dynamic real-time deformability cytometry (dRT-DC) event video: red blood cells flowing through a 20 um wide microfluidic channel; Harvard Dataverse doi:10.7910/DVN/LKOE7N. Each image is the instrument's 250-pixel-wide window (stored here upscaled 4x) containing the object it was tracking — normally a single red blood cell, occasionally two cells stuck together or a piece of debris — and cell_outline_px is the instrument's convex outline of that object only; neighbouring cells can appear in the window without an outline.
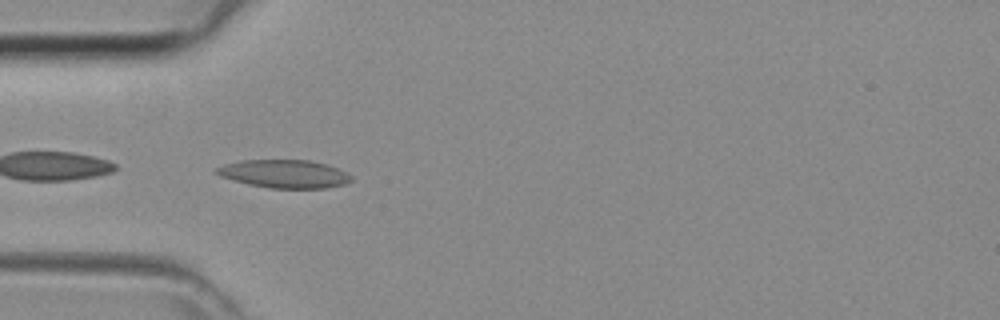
{"species": "common noctule bat (a hibernating species)", "species_latin": "Nyctalus noctula", "temperature_condition": "room temperature", "stored_images_in_passage": 45, "camera_frame_rate_fps": 3000, "um_per_image_px": 0.085, "animal": {"sex": "female", "body_mass_g": 29.2, "forearm_length_mm": 56.3}, "frame": {"image": 1, "passage_image": 13, "time_ms": 4.0, "image_size_px": [1000, 320], "cell_outline_px": [[352, 180], [344, 184], [324, 188], [268, 188], [248, 184], [220, 176], [212, 172], [212, 168], [224, 164], [240, 160], [308, 160], [324, 164], [336, 168], [352, 176]], "centroid_in_image_um": [24.08, 14.77], "position_along_channel_um": 60.9, "area_um2": 22.08}}
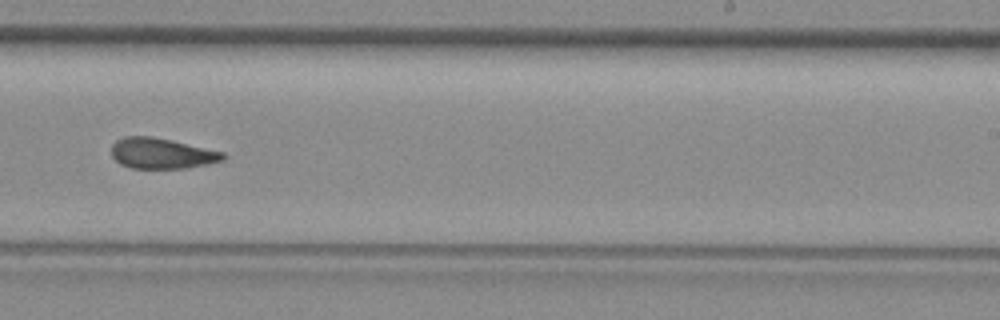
{"frame": {"image": 2, "passage_image": 27, "time_ms": 8.667, "image_size_px": [1000, 320], "cell_outline_px": [[224, 160], [208, 164], [184, 168], [132, 168], [120, 164], [112, 156], [112, 144], [116, 140], [124, 136], [152, 136], [172, 140], [224, 152]], "centroid_in_image_um": [13.73, 13.03], "position_along_channel_um": 275.3, "area_um2": 19.88}}
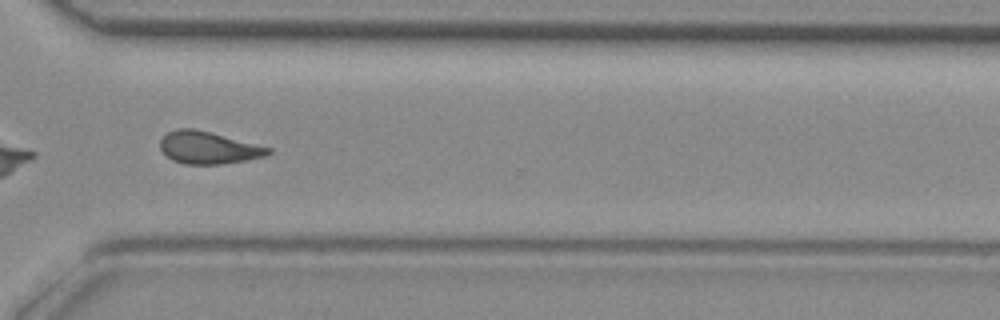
{"frame": {"image": 3, "passage_image": 32, "time_ms": 10.333, "image_size_px": [1000, 320], "cell_outline_px": [[272, 152], [264, 156], [244, 160], [220, 164], [184, 164], [172, 160], [160, 148], [160, 140], [168, 132], [176, 128], [192, 128], [272, 148]], "centroid_in_image_um": [17.68, 12.55], "position_along_channel_um": 352.9, "area_um2": 19.94}}